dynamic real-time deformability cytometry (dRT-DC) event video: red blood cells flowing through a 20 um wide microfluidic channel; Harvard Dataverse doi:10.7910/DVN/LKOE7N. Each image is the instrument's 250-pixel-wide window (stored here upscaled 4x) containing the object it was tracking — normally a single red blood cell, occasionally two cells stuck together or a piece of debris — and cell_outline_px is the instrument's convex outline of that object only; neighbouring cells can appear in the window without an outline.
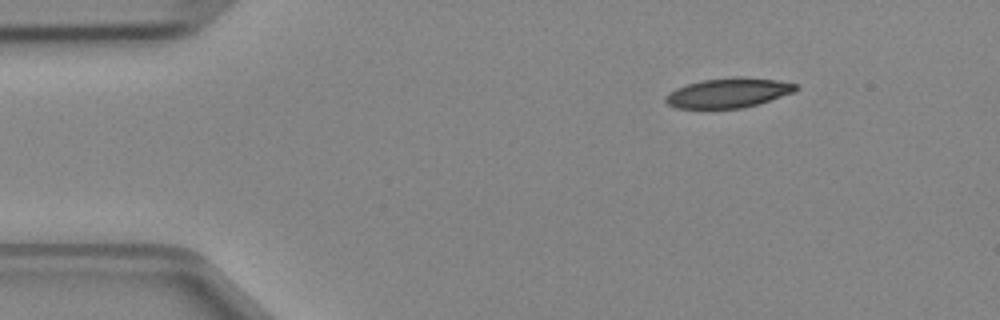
{"species": "Egyptian fruit bat (a non-hibernating species)", "species_latin": "Rousettus aegyptiacus", "temperature_condition": "cold", "stored_images_in_passage": 4, "camera_frame_rate_fps": 3000, "um_per_image_px": 0.085, "animal": {"sex": "female"}, "frame": {"image": 1, "passage_image": 1, "time_ms": 0.0, "image_size_px": [1000, 320], "cell_outline_px": [[800, 88], [792, 92], [744, 108], [676, 108], [668, 104], [664, 100], [664, 96], [676, 88], [688, 84], [704, 80], [740, 76], [744, 76], [776, 80], [796, 84]], "centroid_in_image_um": [61.88, 7.89], "position_along_channel_um": 23.1, "area_um2": 22.25}}
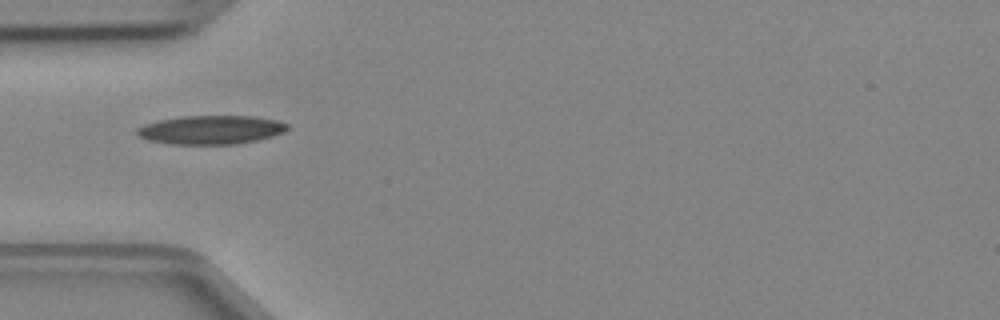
{"frame": {"image": 2, "passage_image": 3, "time_ms": 0.667, "image_size_px": [1000, 320], "cell_outline_px": [[288, 128], [284, 132], [272, 136], [256, 140], [236, 144], [172, 144], [148, 140], [140, 136], [136, 132], [136, 128], [144, 124], [156, 120], [180, 116], [252, 116], [276, 120], [288, 124]], "centroid_in_image_um": [17.9, 11.03], "position_along_channel_um": 67.1, "area_um2": 25.2}}